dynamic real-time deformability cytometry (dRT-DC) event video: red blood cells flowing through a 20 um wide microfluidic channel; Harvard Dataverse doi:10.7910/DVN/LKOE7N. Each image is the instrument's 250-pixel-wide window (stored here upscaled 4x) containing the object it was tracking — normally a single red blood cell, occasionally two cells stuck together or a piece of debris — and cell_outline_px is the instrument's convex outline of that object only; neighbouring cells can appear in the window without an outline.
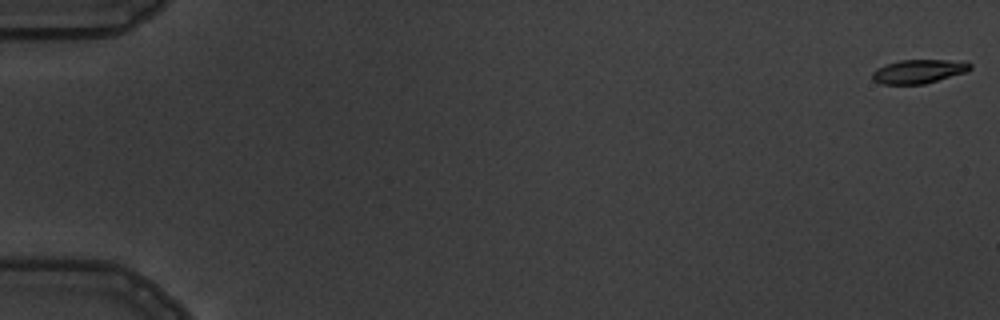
{"species": "common noctule bat (a hibernating species)", "species_latin": "Nyctalus noctula", "temperature_condition": "warm", "stored_images_in_passage": 5, "camera_frame_rate_fps": 3000, "um_per_image_px": 0.085, "animal": {"sex": "male", "body_mass_g": 19.5, "forearm_length_mm": 54.6}, "frame": {"image": 1, "passage_image": 1, "time_ms": 0.0, "image_size_px": [1000, 320], "cell_outline_px": [[972, 68], [968, 72], [924, 84], [880, 84], [872, 80], [872, 72], [876, 68], [900, 60], [968, 60], [972, 64]], "centroid_in_image_um": [78.15, 6.06], "position_along_channel_um": 6.9, "area_um2": 13.87}}
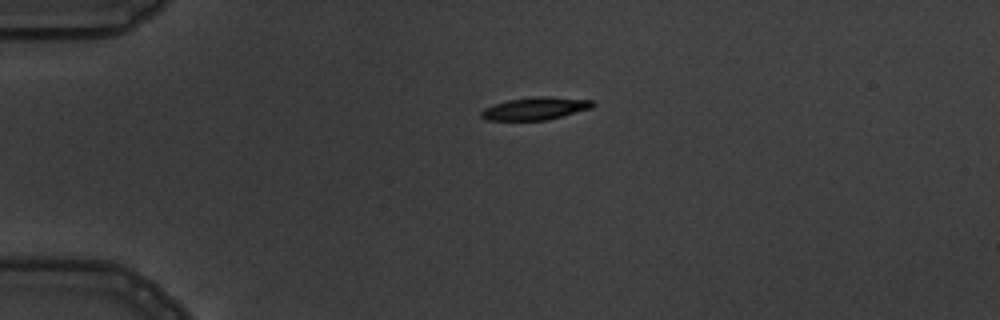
{"frame": {"image": 2, "passage_image": 4, "time_ms": 4.333, "image_size_px": [1000, 320], "cell_outline_px": [[596, 104], [592, 108], [548, 120], [484, 120], [480, 116], [480, 112], [484, 108], [508, 100], [536, 96], [548, 96], [592, 100]], "centroid_in_image_um": [45.52, 9.22], "position_along_channel_um": 39.5, "area_um2": 14.74}}